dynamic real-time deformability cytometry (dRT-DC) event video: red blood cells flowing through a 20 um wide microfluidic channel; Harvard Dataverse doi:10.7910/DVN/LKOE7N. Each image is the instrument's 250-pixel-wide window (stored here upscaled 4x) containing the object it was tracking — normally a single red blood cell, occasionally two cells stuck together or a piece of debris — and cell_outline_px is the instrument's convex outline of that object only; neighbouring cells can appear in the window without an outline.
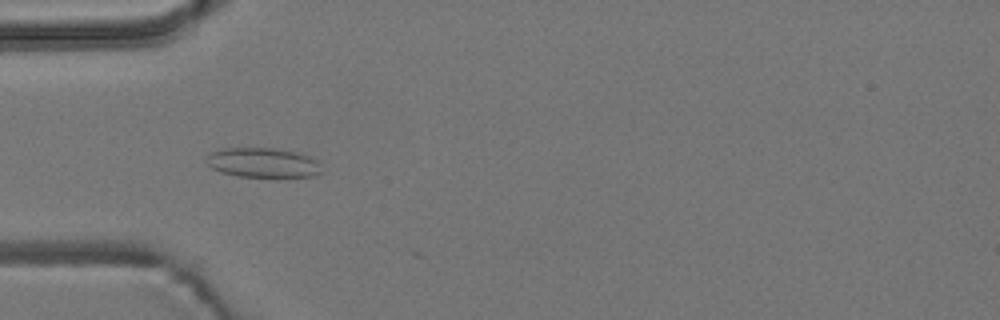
{"species": "common noctule bat (a hibernating species)", "species_latin": "Nyctalus noctula", "temperature_condition": "room temperature", "stored_images_in_passage": 17, "camera_frame_rate_fps": 3000, "um_per_image_px": 0.085, "animal": {"sex": "male", "body_mass_g": 19.2, "forearm_length_mm": 51.8}, "frame": {"image": 1, "passage_image": 16, "time_ms": 5.0, "image_size_px": [1000, 320], "cell_outline_px": [[320, 172], [312, 176], [276, 180], [236, 176], [220, 172], [212, 168], [204, 160], [204, 156], [220, 148], [276, 148], [296, 152], [308, 156], [316, 160], [320, 164]], "centroid_in_image_um": [22.32, 13.87], "position_along_channel_um": 62.7, "area_um2": 20.92}}